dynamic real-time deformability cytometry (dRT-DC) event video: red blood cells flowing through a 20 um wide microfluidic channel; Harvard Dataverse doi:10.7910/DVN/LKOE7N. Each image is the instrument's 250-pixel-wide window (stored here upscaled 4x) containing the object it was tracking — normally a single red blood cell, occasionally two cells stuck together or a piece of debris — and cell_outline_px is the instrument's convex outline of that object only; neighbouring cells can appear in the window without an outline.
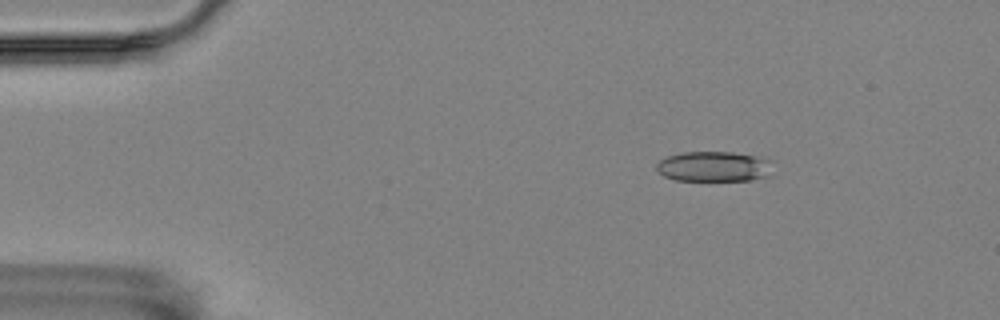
{"species": "Egyptian fruit bat (a non-hibernating species)", "species_latin": "Rousettus aegyptiacus", "temperature_condition": "room temperature", "stored_images_in_passage": 56, "camera_frame_rate_fps": 3000, "um_per_image_px": 0.085, "animal": {"sex": "female"}, "frame": {"image": 1, "passage_image": 8, "time_ms": 2.333, "image_size_px": [1000, 320], "cell_outline_px": [[772, 160], [768, 176], [752, 180], [676, 180], [664, 176], [656, 168], [656, 164], [660, 160], [668, 156], [684, 152], [732, 152]], "centroid_in_image_um": [60.66, 14.15], "position_along_channel_um": 24.3, "area_um2": 20.23}}
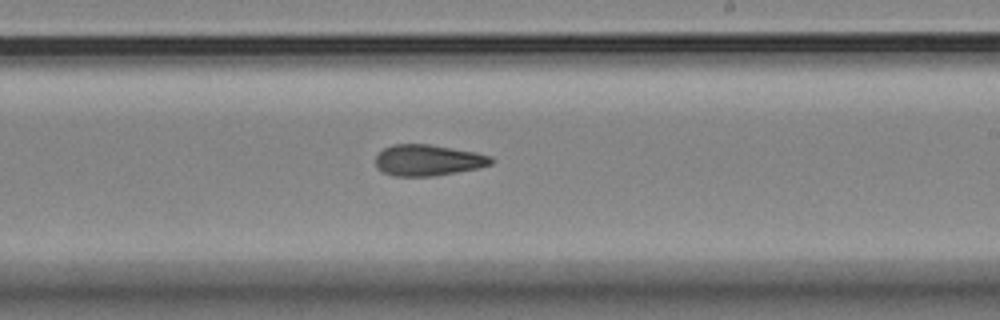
{"frame": {"image": 2, "passage_image": 33, "time_ms": 10.667, "image_size_px": [1000, 320], "cell_outline_px": [[496, 160], [492, 164], [480, 168], [432, 176], [392, 176], [376, 168], [376, 156], [384, 148], [392, 144], [428, 144], [476, 152], [492, 156]], "centroid_in_image_um": [36.41, 13.62], "position_along_channel_um": 252.6, "area_um2": 21.1}}
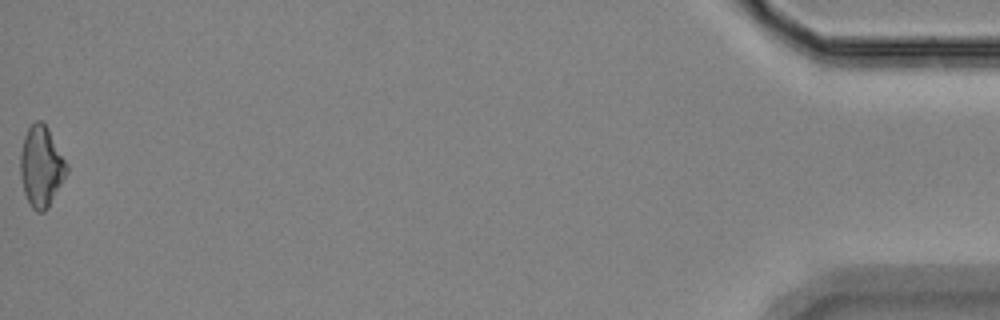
{"frame": {"image": 3, "passage_image": 56, "time_ms": 18.333, "image_size_px": [1000, 320], "cell_outline_px": [[68, 172], [48, 208], [44, 212], [36, 212], [32, 208], [24, 192], [20, 176], [20, 152], [24, 136], [28, 128], [36, 120], [40, 120], [48, 128], [68, 164]], "centroid_in_image_um": [3.51, 14.16], "position_along_channel_um": 431.7, "area_um2": 21.85}, "authors_computed_cell_mechanics": {"area_um2": 21.097, "velocity_mm_per_s": 3.5656, "shape_relaxation_time_tau1_ms": null, "shape_relaxation_time_tau2_ms": 5.9185, "deformation_change_tau1": null, "deformation_change_tau2": 0.1572}}